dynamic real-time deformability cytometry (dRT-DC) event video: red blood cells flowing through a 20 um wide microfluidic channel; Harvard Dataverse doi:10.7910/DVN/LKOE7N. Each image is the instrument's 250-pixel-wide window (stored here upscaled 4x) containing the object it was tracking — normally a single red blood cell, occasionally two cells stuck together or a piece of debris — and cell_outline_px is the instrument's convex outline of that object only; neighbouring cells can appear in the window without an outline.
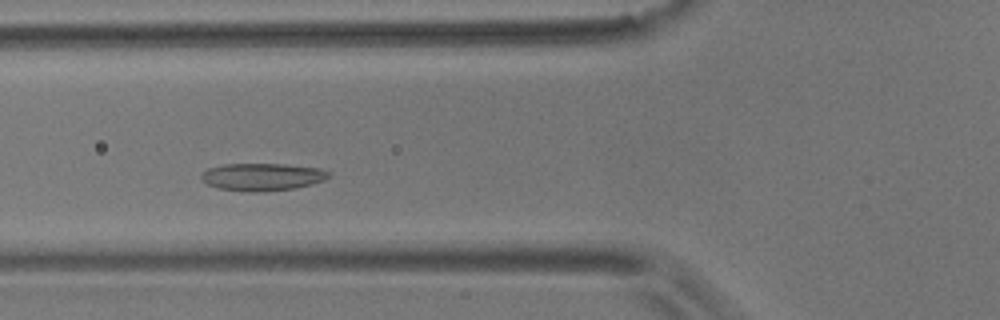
{"species": "common noctule bat (a hibernating species)", "species_latin": "Nyctalus noctula", "temperature_condition": "room temperature", "stored_images_in_passage": 55, "camera_frame_rate_fps": 3000, "um_per_image_px": 0.085, "animal": {"sex": "male", "body_mass_g": 17.9}, "frame": {"image": 1, "passage_image": 19, "time_ms": 6.0, "image_size_px": [1000, 320], "cell_outline_px": [[332, 172], [324, 180], [312, 184], [292, 188], [260, 192], [248, 192], [220, 188], [208, 184], [200, 176], [208, 168], [224, 164], [284, 164], [320, 168]], "centroid_in_image_um": [22.32, 15.03], "position_along_channel_um": 103.5, "area_um2": 20.23}}
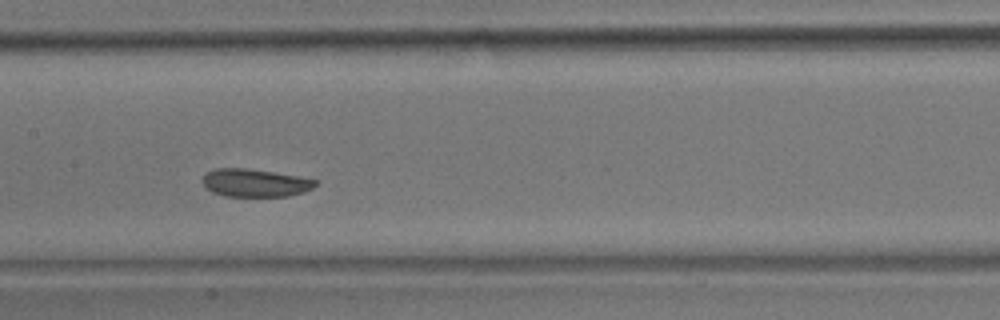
{"frame": {"image": 2, "passage_image": 26, "time_ms": 8.333, "image_size_px": [1000, 320], "cell_outline_px": [[320, 180], [312, 188], [304, 192], [288, 196], [224, 196], [212, 192], [204, 188], [200, 180], [204, 172], [216, 168], [244, 168], [272, 172]], "centroid_in_image_um": [21.6, 15.54], "position_along_channel_um": 185.8, "area_um2": 18.55}}
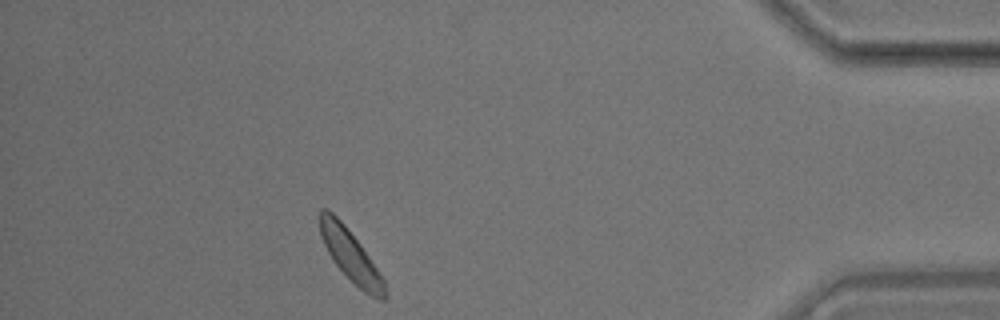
{"frame": {"image": 3, "passage_image": 49, "time_ms": 16.0, "image_size_px": [1000, 320], "cell_outline_px": [[388, 300], [380, 300], [364, 292], [332, 260], [320, 236], [320, 208], [328, 208], [344, 224], [360, 244], [384, 280], [388, 296]], "centroid_in_image_um": [29.81, 21.72], "position_along_channel_um": 405.4, "area_um2": 19.07}, "authors_computed_cell_mechanics": {"area_um2": 19.5364, "velocity_mm_per_s": 3.506, "shape_relaxation_time_tau1_ms": 3.2027, "shape_relaxation_time_tau2_ms": 2.0584, "deformation_change_tau1": 0.097, "deformation_change_tau2": 0.0587}}